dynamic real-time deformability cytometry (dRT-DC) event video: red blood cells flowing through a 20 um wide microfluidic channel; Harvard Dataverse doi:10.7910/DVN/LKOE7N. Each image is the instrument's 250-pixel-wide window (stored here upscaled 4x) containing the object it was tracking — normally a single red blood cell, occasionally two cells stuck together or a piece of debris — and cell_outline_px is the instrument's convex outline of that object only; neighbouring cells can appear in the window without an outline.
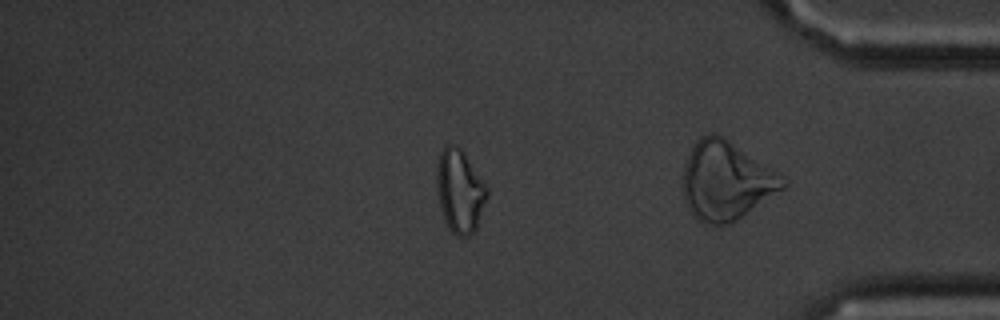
{"species": "common noctule bat (a hibernating species)", "species_latin": "Nyctalus noctula", "temperature_condition": "cold", "stored_images_in_passage": 46, "camera_frame_rate_fps": 3000, "um_per_image_px": 0.085, "animal": {"sex": "male", "body_mass_g": 20.1, "forearm_length_mm": 53.5}, "frame": {"image": 1, "passage_image": 36, "time_ms": 11.667, "image_size_px": [1000, 320], "cell_outline_px": [[488, 196], [476, 228], [468, 236], [456, 236], [448, 228], [444, 220], [440, 208], [436, 184], [436, 164], [440, 152], [448, 144], [456, 144], [464, 152], [488, 188]], "centroid_in_image_um": [39.06, 16.23], "position_along_channel_um": 396.1, "area_um2": 24.51}}